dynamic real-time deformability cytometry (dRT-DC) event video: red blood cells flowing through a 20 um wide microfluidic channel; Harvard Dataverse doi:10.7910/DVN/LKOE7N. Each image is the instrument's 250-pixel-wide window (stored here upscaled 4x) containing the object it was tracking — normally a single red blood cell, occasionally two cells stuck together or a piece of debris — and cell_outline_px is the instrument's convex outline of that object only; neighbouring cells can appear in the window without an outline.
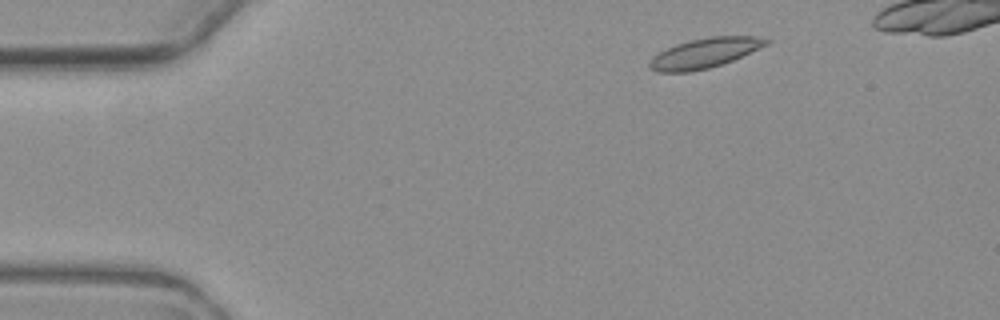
{"species": "common noctule bat (a hibernating species)", "species_latin": "Nyctalus noctula", "temperature_condition": "warm", "stored_images_in_passage": 3, "camera_frame_rate_fps": 3000, "um_per_image_px": 0.085, "animal": {"sex": "female", "body_mass_g": 19.3, "forearm_length_mm": 54.1}, "frame": {"image": 1, "passage_image": 1, "time_ms": 0.0, "image_size_px": [1000, 320], "cell_outline_px": [[772, 40], [768, 44], [732, 60], [708, 68], [692, 72], [656, 72], [648, 68], [648, 60], [652, 56], [676, 44], [688, 40], [712, 36], [756, 36]], "centroid_in_image_um": [59.85, 4.51], "position_along_channel_um": 25.2, "area_um2": 20.29}}